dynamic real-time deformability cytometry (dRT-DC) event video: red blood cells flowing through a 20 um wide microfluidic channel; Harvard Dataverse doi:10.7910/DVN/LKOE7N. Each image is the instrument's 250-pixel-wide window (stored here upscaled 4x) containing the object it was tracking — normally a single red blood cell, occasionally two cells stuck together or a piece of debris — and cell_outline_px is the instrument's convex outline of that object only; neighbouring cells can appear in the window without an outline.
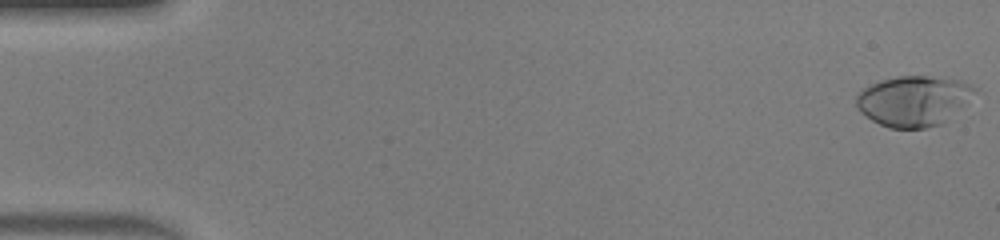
{"species": "human", "species_latin": "Homo sapiens", "temperature_condition": "warm", "stored_images_in_passage": 48, "camera_frame_rate_fps": 3000, "um_per_image_px": 0.085, "donor": {"sex": "male"}, "frame": {"image": 1, "passage_image": 1, "time_ms": 0.0, "image_size_px": [1000, 240], "cell_outline_px": [[976, 92], [940, 124], [924, 128], [888, 128], [872, 120], [860, 112], [856, 108], [856, 96], [864, 88], [880, 80], [896, 76], [928, 76], [960, 80], [972, 84], [976, 88]], "centroid_in_image_um": [77.6, 8.55], "position_along_channel_um": 7.4, "area_um2": 34.28}}
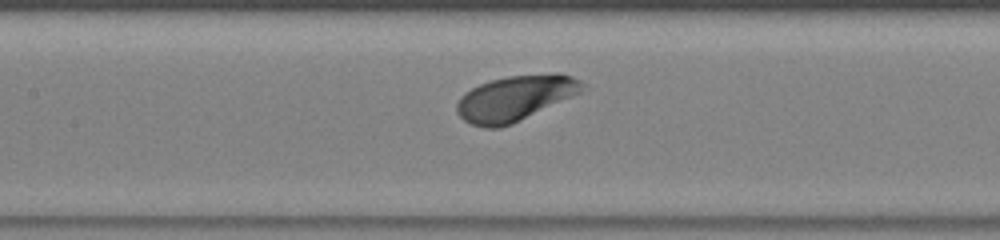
{"frame": {"image": 2, "passage_image": 23, "time_ms": 7.333, "image_size_px": [1000, 240], "cell_outline_px": [[584, 92], [512, 124], [500, 128], [484, 128], [472, 124], [464, 120], [456, 112], [456, 104], [460, 96], [464, 92], [480, 84], [492, 80], [508, 76], [556, 72], [560, 72], [572, 76], [580, 80], [584, 84]], "centroid_in_image_um": [43.82, 8.34], "position_along_channel_um": 163.6, "area_um2": 33.64}}
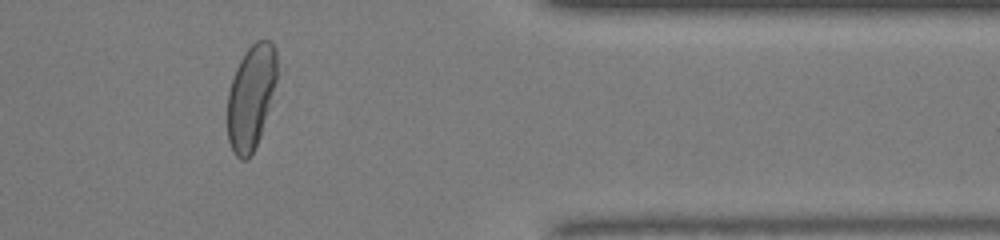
{"frame": {"image": 3, "passage_image": 40, "time_ms": 13.0, "image_size_px": [1000, 240], "cell_outline_px": [[284, 68], [260, 136], [248, 160], [240, 160], [236, 156], [228, 140], [228, 92], [236, 68], [244, 52], [256, 40], [272, 40], [276, 48]], "centroid_in_image_um": [21.45, 8.13], "position_along_channel_um": 389.9, "area_um2": 31.56}, "authors_computed_cell_mechanics": {"area_um2": 32.7148, "velocity_mm_per_s": 4.3311, "shape_relaxation_time_tau1_ms": 1.5774, "shape_relaxation_time_tau2_ms": 3.2349, "deformation_change_tau1": 0.1183, "deformation_change_tau2": 0.0596}}